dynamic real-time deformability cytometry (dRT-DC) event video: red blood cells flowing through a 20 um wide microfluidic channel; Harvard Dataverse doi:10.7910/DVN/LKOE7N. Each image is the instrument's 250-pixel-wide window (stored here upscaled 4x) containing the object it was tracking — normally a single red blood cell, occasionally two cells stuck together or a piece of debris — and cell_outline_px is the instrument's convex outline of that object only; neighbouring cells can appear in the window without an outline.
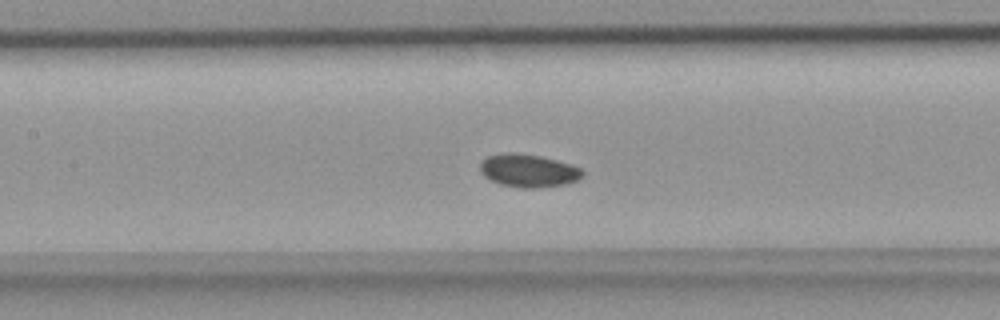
{"species": "common noctule bat (a hibernating species)", "species_latin": "Nyctalus noctula", "temperature_condition": "room temperature", "stored_images_in_passage": 37, "camera_frame_rate_fps": 3000, "um_per_image_px": 0.085, "animal": {"sex": "female", "body_mass_g": 18.4}, "frame": {"image": 1, "passage_image": 10, "time_ms": 3.0, "image_size_px": [1000, 320], "cell_outline_px": [[584, 176], [576, 180], [564, 184], [536, 188], [520, 188], [500, 184], [484, 176], [480, 172], [480, 164], [488, 156], [504, 152], [516, 152], [540, 156], [572, 164], [580, 168], [584, 172]], "centroid_in_image_um": [44.91, 14.5], "position_along_channel_um": 162.5, "area_um2": 19.71}}
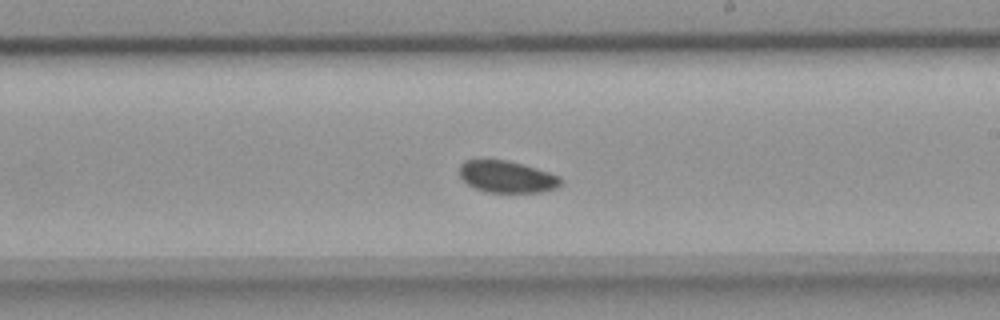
{"frame": {"image": 2, "passage_image": 16, "time_ms": 5.0, "image_size_px": [1000, 320], "cell_outline_px": [[564, 180], [556, 188], [540, 192], [488, 192], [476, 188], [468, 184], [460, 176], [460, 164], [464, 160], [484, 156], [508, 160], [524, 164], [560, 176]], "centroid_in_image_um": [43.05, 14.97], "position_along_channel_um": 246.0, "area_um2": 19.36}}
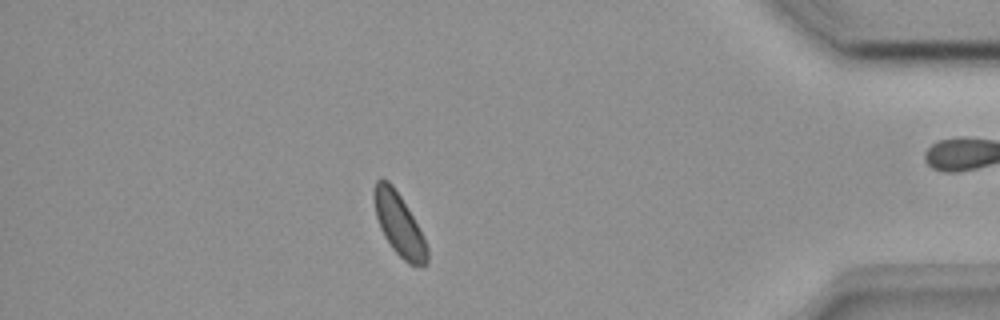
{"frame": {"image": 3, "passage_image": 30, "time_ms": 9.667, "image_size_px": [1000, 320], "cell_outline_px": [[428, 264], [424, 268], [420, 268], [408, 264], [392, 248], [384, 236], [380, 228], [376, 216], [372, 196], [376, 180], [380, 176], [388, 180], [392, 184], [408, 208], [428, 248]], "centroid_in_image_um": [33.9, 19.09], "position_along_channel_um": 401.3, "area_um2": 19.42}}